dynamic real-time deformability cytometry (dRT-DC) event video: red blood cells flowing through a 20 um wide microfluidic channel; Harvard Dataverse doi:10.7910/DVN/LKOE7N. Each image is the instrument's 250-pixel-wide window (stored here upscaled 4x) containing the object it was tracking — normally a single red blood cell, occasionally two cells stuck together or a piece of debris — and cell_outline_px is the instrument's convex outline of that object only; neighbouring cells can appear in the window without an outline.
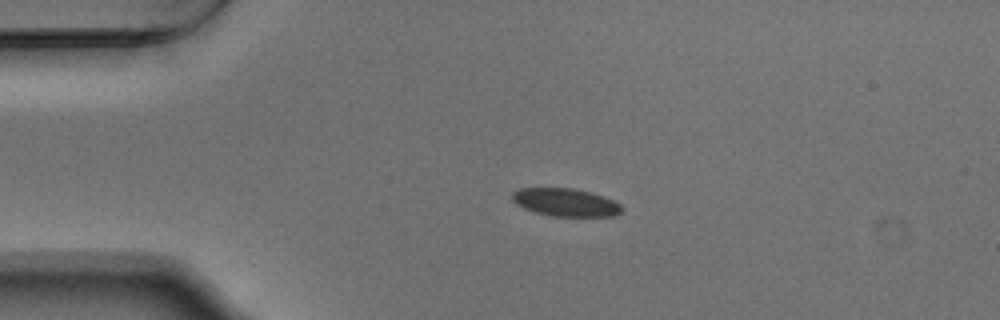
{"species": "Egyptian fruit bat (a non-hibernating species)", "species_latin": "Rousettus aegyptiacus", "temperature_condition": "warm", "stored_images_in_passage": 43, "camera_frame_rate_fps": 3000, "um_per_image_px": 0.085, "animal": {"sex": "male"}, "frame": {"image": 1, "passage_image": 1, "time_ms": 0.0, "image_size_px": [1000, 320], "cell_outline_px": [[624, 208], [616, 216], [552, 216], [536, 212], [524, 208], [516, 204], [512, 200], [512, 192], [520, 188], [572, 188], [604, 196], [620, 204]], "centroid_in_image_um": [48.07, 17.2], "position_along_channel_um": 36.9, "area_um2": 17.74}}
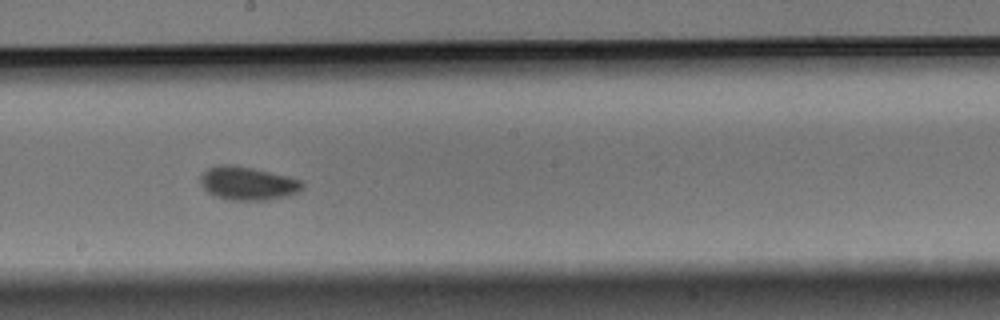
{"frame": {"image": 2, "passage_image": 19, "time_ms": 6.0, "image_size_px": [1000, 320], "cell_outline_px": [[304, 188], [300, 192], [268, 200], [232, 200], [212, 196], [200, 184], [200, 176], [208, 168], [220, 164], [232, 164], [252, 168], [288, 176], [300, 180], [304, 184]], "centroid_in_image_um": [21.04, 15.58], "position_along_channel_um": 227.2, "area_um2": 19.94}}
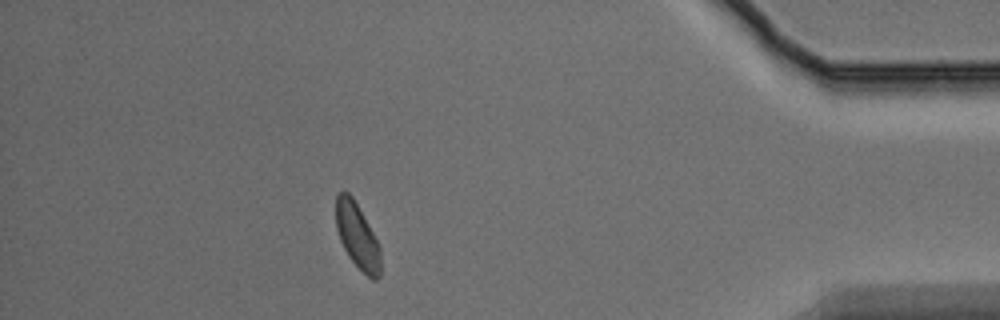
{"frame": {"image": 3, "passage_image": 37, "time_ms": 12.0, "image_size_px": [1000, 320], "cell_outline_px": [[380, 276], [376, 280], [372, 280], [348, 256], [340, 240], [336, 228], [336, 196], [340, 192], [348, 192], [352, 196], [372, 232], [380, 248]], "centroid_in_image_um": [30.36, 20.06], "position_along_channel_um": 404.8, "area_um2": 16.59}, "authors_computed_cell_mechanics": {"area_um2": 18.496, "velocity_mm_per_s": 3.7265, "shape_relaxation_time_tau1_ms": 2.1206, "shape_relaxation_time_tau2_ms": 5.4932, "deformation_change_tau1": 0.068, "deformation_change_tau2": 0.089}}